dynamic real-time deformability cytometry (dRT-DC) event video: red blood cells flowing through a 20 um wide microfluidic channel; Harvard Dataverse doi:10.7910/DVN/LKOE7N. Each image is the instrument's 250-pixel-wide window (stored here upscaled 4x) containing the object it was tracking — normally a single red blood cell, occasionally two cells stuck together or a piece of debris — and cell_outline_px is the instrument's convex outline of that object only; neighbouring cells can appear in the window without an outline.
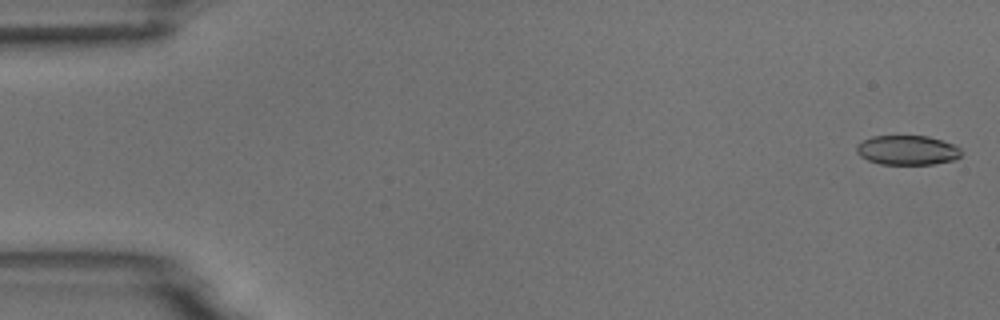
{"species": "common noctule bat (a hibernating species)", "species_latin": "Nyctalus noctula", "temperature_condition": "room temperature", "stored_images_in_passage": 4, "camera_frame_rate_fps": 3000, "um_per_image_px": 0.085, "animal": {"sex": "male", "body_mass_g": 18.8}, "frame": {"image": 1, "passage_image": 1, "time_ms": 0.0, "image_size_px": [1000, 320], "cell_outline_px": [[964, 152], [960, 156], [952, 160], [932, 164], [880, 164], [868, 160], [860, 156], [856, 152], [856, 144], [872, 136], [928, 136], [956, 144]], "centroid_in_image_um": [77.14, 12.76], "position_along_channel_um": 7.9, "area_um2": 18.15}}
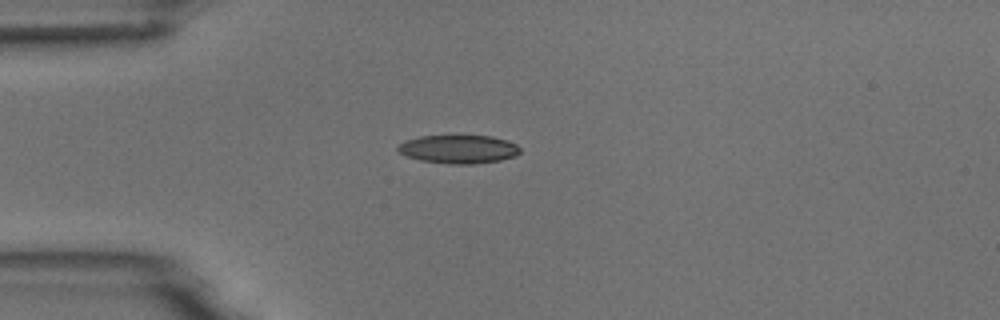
{"frame": {"image": 2, "passage_image": 4, "time_ms": 4.333, "image_size_px": [1000, 320], "cell_outline_px": [[520, 152], [516, 156], [500, 160], [472, 164], [448, 164], [420, 160], [408, 156], [400, 152], [396, 148], [404, 140], [420, 136], [492, 136], [508, 140], [516, 144], [520, 148]], "centroid_in_image_um": [39.0, 12.68], "position_along_channel_um": 46.0, "area_um2": 20.23}}